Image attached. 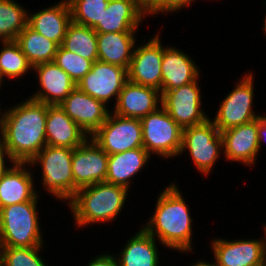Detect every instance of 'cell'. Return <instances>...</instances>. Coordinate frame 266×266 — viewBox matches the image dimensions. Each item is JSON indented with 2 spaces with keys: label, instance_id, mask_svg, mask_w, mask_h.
Instances as JSON below:
<instances>
[{
  "label": "cell",
  "instance_id": "41",
  "mask_svg": "<svg viewBox=\"0 0 266 266\" xmlns=\"http://www.w3.org/2000/svg\"><path fill=\"white\" fill-rule=\"evenodd\" d=\"M264 22H265L264 23V25H265L264 29H265V33H266V17H265V21Z\"/></svg>",
  "mask_w": 266,
  "mask_h": 266
},
{
  "label": "cell",
  "instance_id": "35",
  "mask_svg": "<svg viewBox=\"0 0 266 266\" xmlns=\"http://www.w3.org/2000/svg\"><path fill=\"white\" fill-rule=\"evenodd\" d=\"M118 259L112 257L111 255H100L92 260L88 266H118Z\"/></svg>",
  "mask_w": 266,
  "mask_h": 266
},
{
  "label": "cell",
  "instance_id": "18",
  "mask_svg": "<svg viewBox=\"0 0 266 266\" xmlns=\"http://www.w3.org/2000/svg\"><path fill=\"white\" fill-rule=\"evenodd\" d=\"M145 14L135 0H109L101 22L93 29L96 33L134 32Z\"/></svg>",
  "mask_w": 266,
  "mask_h": 266
},
{
  "label": "cell",
  "instance_id": "33",
  "mask_svg": "<svg viewBox=\"0 0 266 266\" xmlns=\"http://www.w3.org/2000/svg\"><path fill=\"white\" fill-rule=\"evenodd\" d=\"M41 246L8 247L2 246L1 266H45L38 255Z\"/></svg>",
  "mask_w": 266,
  "mask_h": 266
},
{
  "label": "cell",
  "instance_id": "14",
  "mask_svg": "<svg viewBox=\"0 0 266 266\" xmlns=\"http://www.w3.org/2000/svg\"><path fill=\"white\" fill-rule=\"evenodd\" d=\"M60 106L86 134L91 136L104 124L110 114L106 104L77 87L61 102Z\"/></svg>",
  "mask_w": 266,
  "mask_h": 266
},
{
  "label": "cell",
  "instance_id": "1",
  "mask_svg": "<svg viewBox=\"0 0 266 266\" xmlns=\"http://www.w3.org/2000/svg\"><path fill=\"white\" fill-rule=\"evenodd\" d=\"M47 113V104L30 98L2 115L1 139L8 149L11 162L29 164L47 145Z\"/></svg>",
  "mask_w": 266,
  "mask_h": 266
},
{
  "label": "cell",
  "instance_id": "6",
  "mask_svg": "<svg viewBox=\"0 0 266 266\" xmlns=\"http://www.w3.org/2000/svg\"><path fill=\"white\" fill-rule=\"evenodd\" d=\"M73 149L46 145L29 164L39 160L43 170V185L60 199L73 197Z\"/></svg>",
  "mask_w": 266,
  "mask_h": 266
},
{
  "label": "cell",
  "instance_id": "21",
  "mask_svg": "<svg viewBox=\"0 0 266 266\" xmlns=\"http://www.w3.org/2000/svg\"><path fill=\"white\" fill-rule=\"evenodd\" d=\"M71 22V9L68 0H65L51 8L28 16L27 25L61 46L67 27Z\"/></svg>",
  "mask_w": 266,
  "mask_h": 266
},
{
  "label": "cell",
  "instance_id": "11",
  "mask_svg": "<svg viewBox=\"0 0 266 266\" xmlns=\"http://www.w3.org/2000/svg\"><path fill=\"white\" fill-rule=\"evenodd\" d=\"M127 81L126 68L96 60L91 70L76 84V87L105 104L112 96L118 99Z\"/></svg>",
  "mask_w": 266,
  "mask_h": 266
},
{
  "label": "cell",
  "instance_id": "23",
  "mask_svg": "<svg viewBox=\"0 0 266 266\" xmlns=\"http://www.w3.org/2000/svg\"><path fill=\"white\" fill-rule=\"evenodd\" d=\"M0 177V209L12 204L32 201L37 197L34 192L31 175L23 165L25 163H14Z\"/></svg>",
  "mask_w": 266,
  "mask_h": 266
},
{
  "label": "cell",
  "instance_id": "30",
  "mask_svg": "<svg viewBox=\"0 0 266 266\" xmlns=\"http://www.w3.org/2000/svg\"><path fill=\"white\" fill-rule=\"evenodd\" d=\"M3 43L5 46L0 51V82L3 76L18 77L33 67L15 40L3 41Z\"/></svg>",
  "mask_w": 266,
  "mask_h": 266
},
{
  "label": "cell",
  "instance_id": "22",
  "mask_svg": "<svg viewBox=\"0 0 266 266\" xmlns=\"http://www.w3.org/2000/svg\"><path fill=\"white\" fill-rule=\"evenodd\" d=\"M161 94L198 79L199 71L189 56L175 48H166L162 60Z\"/></svg>",
  "mask_w": 266,
  "mask_h": 266
},
{
  "label": "cell",
  "instance_id": "7",
  "mask_svg": "<svg viewBox=\"0 0 266 266\" xmlns=\"http://www.w3.org/2000/svg\"><path fill=\"white\" fill-rule=\"evenodd\" d=\"M91 137L108 155L143 147L140 119L115 114H109Z\"/></svg>",
  "mask_w": 266,
  "mask_h": 266
},
{
  "label": "cell",
  "instance_id": "38",
  "mask_svg": "<svg viewBox=\"0 0 266 266\" xmlns=\"http://www.w3.org/2000/svg\"><path fill=\"white\" fill-rule=\"evenodd\" d=\"M146 11L156 0H135Z\"/></svg>",
  "mask_w": 266,
  "mask_h": 266
},
{
  "label": "cell",
  "instance_id": "3",
  "mask_svg": "<svg viewBox=\"0 0 266 266\" xmlns=\"http://www.w3.org/2000/svg\"><path fill=\"white\" fill-rule=\"evenodd\" d=\"M127 191L122 186L108 182L78 189L69 203L78 226L111 221L121 211Z\"/></svg>",
  "mask_w": 266,
  "mask_h": 266
},
{
  "label": "cell",
  "instance_id": "2",
  "mask_svg": "<svg viewBox=\"0 0 266 266\" xmlns=\"http://www.w3.org/2000/svg\"><path fill=\"white\" fill-rule=\"evenodd\" d=\"M188 206L175 185L165 189L157 200L151 221L143 229L164 245L177 250H191V223Z\"/></svg>",
  "mask_w": 266,
  "mask_h": 266
},
{
  "label": "cell",
  "instance_id": "31",
  "mask_svg": "<svg viewBox=\"0 0 266 266\" xmlns=\"http://www.w3.org/2000/svg\"><path fill=\"white\" fill-rule=\"evenodd\" d=\"M72 22L94 28L105 12L109 0H68Z\"/></svg>",
  "mask_w": 266,
  "mask_h": 266
},
{
  "label": "cell",
  "instance_id": "37",
  "mask_svg": "<svg viewBox=\"0 0 266 266\" xmlns=\"http://www.w3.org/2000/svg\"><path fill=\"white\" fill-rule=\"evenodd\" d=\"M266 138V117H259L258 118V140H259V149L261 147L262 139L265 140Z\"/></svg>",
  "mask_w": 266,
  "mask_h": 266
},
{
  "label": "cell",
  "instance_id": "4",
  "mask_svg": "<svg viewBox=\"0 0 266 266\" xmlns=\"http://www.w3.org/2000/svg\"><path fill=\"white\" fill-rule=\"evenodd\" d=\"M37 197L32 201L0 209V241L8 247L42 246L36 212Z\"/></svg>",
  "mask_w": 266,
  "mask_h": 266
},
{
  "label": "cell",
  "instance_id": "8",
  "mask_svg": "<svg viewBox=\"0 0 266 266\" xmlns=\"http://www.w3.org/2000/svg\"><path fill=\"white\" fill-rule=\"evenodd\" d=\"M223 139L219 129L207 119L204 123L182 129V148H188L198 170L209 173L218 158Z\"/></svg>",
  "mask_w": 266,
  "mask_h": 266
},
{
  "label": "cell",
  "instance_id": "12",
  "mask_svg": "<svg viewBox=\"0 0 266 266\" xmlns=\"http://www.w3.org/2000/svg\"><path fill=\"white\" fill-rule=\"evenodd\" d=\"M253 81L252 74L243 78L240 84L225 98L213 121L219 132L250 123L261 117L252 111Z\"/></svg>",
  "mask_w": 266,
  "mask_h": 266
},
{
  "label": "cell",
  "instance_id": "34",
  "mask_svg": "<svg viewBox=\"0 0 266 266\" xmlns=\"http://www.w3.org/2000/svg\"><path fill=\"white\" fill-rule=\"evenodd\" d=\"M192 0H156L145 13H158L160 11H176L185 5H189Z\"/></svg>",
  "mask_w": 266,
  "mask_h": 266
},
{
  "label": "cell",
  "instance_id": "10",
  "mask_svg": "<svg viewBox=\"0 0 266 266\" xmlns=\"http://www.w3.org/2000/svg\"><path fill=\"white\" fill-rule=\"evenodd\" d=\"M87 141L73 149V196L78 189L106 182L108 154L93 139Z\"/></svg>",
  "mask_w": 266,
  "mask_h": 266
},
{
  "label": "cell",
  "instance_id": "25",
  "mask_svg": "<svg viewBox=\"0 0 266 266\" xmlns=\"http://www.w3.org/2000/svg\"><path fill=\"white\" fill-rule=\"evenodd\" d=\"M149 156L143 147L108 155L106 182L128 189L130 177L140 171Z\"/></svg>",
  "mask_w": 266,
  "mask_h": 266
},
{
  "label": "cell",
  "instance_id": "40",
  "mask_svg": "<svg viewBox=\"0 0 266 266\" xmlns=\"http://www.w3.org/2000/svg\"><path fill=\"white\" fill-rule=\"evenodd\" d=\"M0 249H2V243L0 241ZM1 257H2V250H0V266H1Z\"/></svg>",
  "mask_w": 266,
  "mask_h": 266
},
{
  "label": "cell",
  "instance_id": "24",
  "mask_svg": "<svg viewBox=\"0 0 266 266\" xmlns=\"http://www.w3.org/2000/svg\"><path fill=\"white\" fill-rule=\"evenodd\" d=\"M133 33H97L98 60L128 70L135 45Z\"/></svg>",
  "mask_w": 266,
  "mask_h": 266
},
{
  "label": "cell",
  "instance_id": "29",
  "mask_svg": "<svg viewBox=\"0 0 266 266\" xmlns=\"http://www.w3.org/2000/svg\"><path fill=\"white\" fill-rule=\"evenodd\" d=\"M28 14L13 0H0V39L14 41L27 26Z\"/></svg>",
  "mask_w": 266,
  "mask_h": 266
},
{
  "label": "cell",
  "instance_id": "27",
  "mask_svg": "<svg viewBox=\"0 0 266 266\" xmlns=\"http://www.w3.org/2000/svg\"><path fill=\"white\" fill-rule=\"evenodd\" d=\"M32 66L53 62L59 45L42 36L28 25L15 40Z\"/></svg>",
  "mask_w": 266,
  "mask_h": 266
},
{
  "label": "cell",
  "instance_id": "39",
  "mask_svg": "<svg viewBox=\"0 0 266 266\" xmlns=\"http://www.w3.org/2000/svg\"><path fill=\"white\" fill-rule=\"evenodd\" d=\"M193 266H217L216 263L214 264H207L205 262H197L196 264H194Z\"/></svg>",
  "mask_w": 266,
  "mask_h": 266
},
{
  "label": "cell",
  "instance_id": "36",
  "mask_svg": "<svg viewBox=\"0 0 266 266\" xmlns=\"http://www.w3.org/2000/svg\"><path fill=\"white\" fill-rule=\"evenodd\" d=\"M5 154L8 156V159L11 160L8 149L5 147V144L0 139V177L8 170V168H6L4 165L5 160L3 156H5Z\"/></svg>",
  "mask_w": 266,
  "mask_h": 266
},
{
  "label": "cell",
  "instance_id": "32",
  "mask_svg": "<svg viewBox=\"0 0 266 266\" xmlns=\"http://www.w3.org/2000/svg\"><path fill=\"white\" fill-rule=\"evenodd\" d=\"M53 62L62 68L75 84L91 70L93 65L91 60L82 58L80 55L64 49L62 46L58 47Z\"/></svg>",
  "mask_w": 266,
  "mask_h": 266
},
{
  "label": "cell",
  "instance_id": "5",
  "mask_svg": "<svg viewBox=\"0 0 266 266\" xmlns=\"http://www.w3.org/2000/svg\"><path fill=\"white\" fill-rule=\"evenodd\" d=\"M143 148L172 157L179 155L182 148V128L171 118L165 109L159 108L140 119Z\"/></svg>",
  "mask_w": 266,
  "mask_h": 266
},
{
  "label": "cell",
  "instance_id": "13",
  "mask_svg": "<svg viewBox=\"0 0 266 266\" xmlns=\"http://www.w3.org/2000/svg\"><path fill=\"white\" fill-rule=\"evenodd\" d=\"M146 44L133 51L127 70L128 81L161 91L164 48L161 46L158 35Z\"/></svg>",
  "mask_w": 266,
  "mask_h": 266
},
{
  "label": "cell",
  "instance_id": "17",
  "mask_svg": "<svg viewBox=\"0 0 266 266\" xmlns=\"http://www.w3.org/2000/svg\"><path fill=\"white\" fill-rule=\"evenodd\" d=\"M220 133L223 139L224 153L228 160L241 161L247 165L255 162L259 151L258 118Z\"/></svg>",
  "mask_w": 266,
  "mask_h": 266
},
{
  "label": "cell",
  "instance_id": "16",
  "mask_svg": "<svg viewBox=\"0 0 266 266\" xmlns=\"http://www.w3.org/2000/svg\"><path fill=\"white\" fill-rule=\"evenodd\" d=\"M161 92L155 88L127 81L116 100L115 115L141 119L158 109ZM158 96L160 98L158 99Z\"/></svg>",
  "mask_w": 266,
  "mask_h": 266
},
{
  "label": "cell",
  "instance_id": "9",
  "mask_svg": "<svg viewBox=\"0 0 266 266\" xmlns=\"http://www.w3.org/2000/svg\"><path fill=\"white\" fill-rule=\"evenodd\" d=\"M200 90L196 80L161 94V107L182 128L204 123L208 117L200 110Z\"/></svg>",
  "mask_w": 266,
  "mask_h": 266
},
{
  "label": "cell",
  "instance_id": "19",
  "mask_svg": "<svg viewBox=\"0 0 266 266\" xmlns=\"http://www.w3.org/2000/svg\"><path fill=\"white\" fill-rule=\"evenodd\" d=\"M37 70L42 91L31 99L47 105H60L76 88L70 76L54 62H46L33 66ZM51 96V97H50Z\"/></svg>",
  "mask_w": 266,
  "mask_h": 266
},
{
  "label": "cell",
  "instance_id": "15",
  "mask_svg": "<svg viewBox=\"0 0 266 266\" xmlns=\"http://www.w3.org/2000/svg\"><path fill=\"white\" fill-rule=\"evenodd\" d=\"M261 240L213 242L217 266H266V246Z\"/></svg>",
  "mask_w": 266,
  "mask_h": 266
},
{
  "label": "cell",
  "instance_id": "28",
  "mask_svg": "<svg viewBox=\"0 0 266 266\" xmlns=\"http://www.w3.org/2000/svg\"><path fill=\"white\" fill-rule=\"evenodd\" d=\"M61 46L93 63L98 60L97 33L91 27L71 22Z\"/></svg>",
  "mask_w": 266,
  "mask_h": 266
},
{
  "label": "cell",
  "instance_id": "20",
  "mask_svg": "<svg viewBox=\"0 0 266 266\" xmlns=\"http://www.w3.org/2000/svg\"><path fill=\"white\" fill-rule=\"evenodd\" d=\"M87 136L60 105H48L46 118V143L54 147L77 148Z\"/></svg>",
  "mask_w": 266,
  "mask_h": 266
},
{
  "label": "cell",
  "instance_id": "26",
  "mask_svg": "<svg viewBox=\"0 0 266 266\" xmlns=\"http://www.w3.org/2000/svg\"><path fill=\"white\" fill-rule=\"evenodd\" d=\"M155 244V238L142 228L125 245L118 266H158Z\"/></svg>",
  "mask_w": 266,
  "mask_h": 266
}]
</instances>
